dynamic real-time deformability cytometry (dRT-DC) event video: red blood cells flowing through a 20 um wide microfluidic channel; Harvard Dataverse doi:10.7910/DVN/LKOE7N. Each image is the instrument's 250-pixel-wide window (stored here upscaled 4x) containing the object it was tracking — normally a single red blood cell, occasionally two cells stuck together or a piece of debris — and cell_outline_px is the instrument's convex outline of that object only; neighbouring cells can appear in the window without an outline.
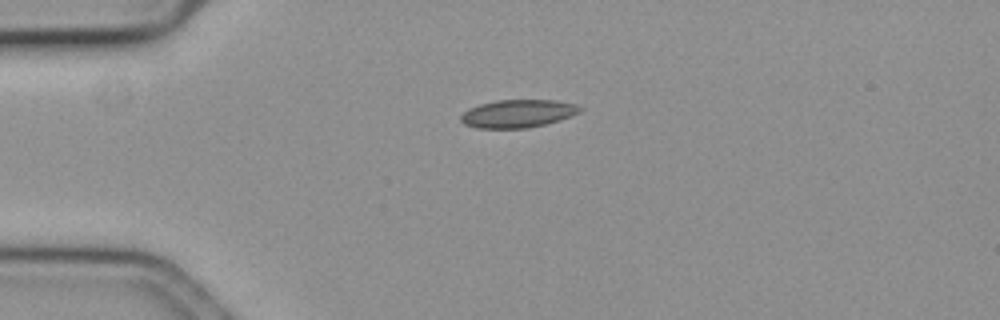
{"species": "common noctule bat (a hibernating species)", "species_latin": "Nyctalus noctula", "temperature_condition": "cold", "stored_images_in_passage": 39, "camera_frame_rate_fps": 3000, "um_per_image_px": 0.085, "animal": {"sex": "female", "body_mass_g": 19.3, "forearm_length_mm": 54.1}, "frame": {"image": 1, "passage_image": 1, "time_ms": 0.0, "image_size_px": [1000, 320], "cell_outline_px": [[584, 108], [580, 112], [572, 116], [560, 120], [528, 128], [476, 128], [464, 124], [460, 120], [460, 116], [468, 108], [480, 104], [496, 100], [556, 100], [576, 104]], "centroid_in_image_um": [44.03, 9.65], "position_along_channel_um": 41.0, "area_um2": 19.54}}
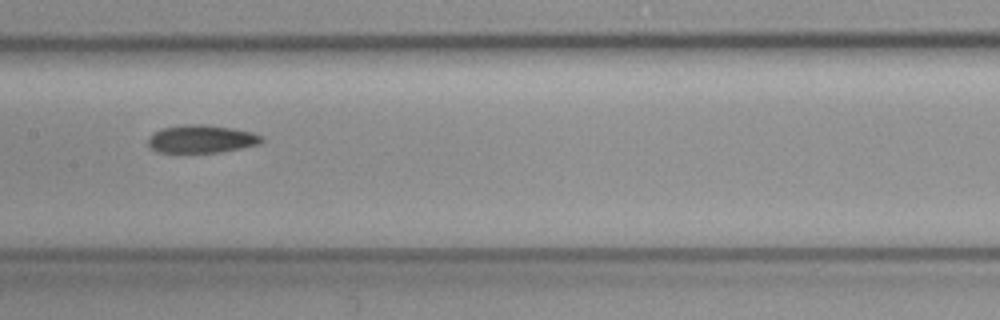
{"frame": {"image": 2, "passage_image": 16, "time_ms": 5.0, "image_size_px": [1000, 320], "cell_outline_px": [[264, 140], [260, 144], [220, 152], [156, 152], [148, 148], [148, 136], [152, 132], [160, 128], [184, 124], [204, 124], [232, 128], [252, 132], [264, 136]], "centroid_in_image_um": [17.08, 11.8], "position_along_channel_um": 190.3, "area_um2": 18.79}}
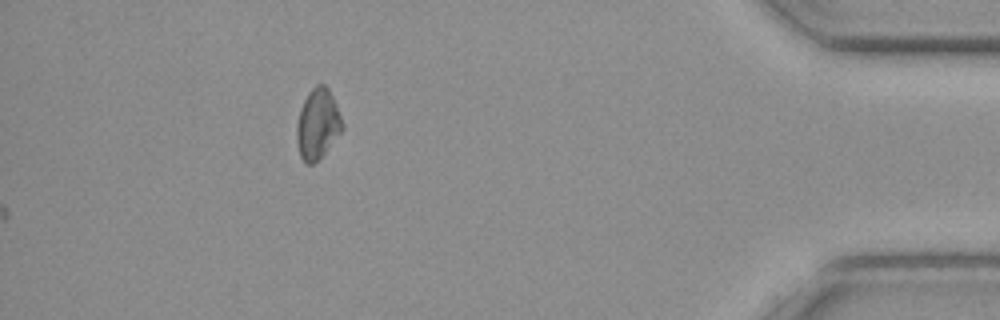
{"frame": {"image": 3, "passage_image": 39, "time_ms": 12.667, "image_size_px": [1000, 320], "cell_outline_px": [[344, 128], [324, 152], [312, 164], [304, 164], [300, 156], [296, 140], [296, 124], [300, 108], [308, 92], [316, 84], [324, 84], [328, 88], [336, 104], [344, 124]], "centroid_in_image_um": [26.98, 10.52], "position_along_channel_um": 408.2, "area_um2": 18.61}, "authors_computed_cell_mechanics": {"area_um2": 18.496, "velocity_mm_per_s": 3.5621, "shape_relaxation_time_tau1_ms": 9.7769, "shape_relaxation_time_tau2_ms": 8.101, "deformation_change_tau1": 0.1148, "deformation_change_tau2": 0.1272}}